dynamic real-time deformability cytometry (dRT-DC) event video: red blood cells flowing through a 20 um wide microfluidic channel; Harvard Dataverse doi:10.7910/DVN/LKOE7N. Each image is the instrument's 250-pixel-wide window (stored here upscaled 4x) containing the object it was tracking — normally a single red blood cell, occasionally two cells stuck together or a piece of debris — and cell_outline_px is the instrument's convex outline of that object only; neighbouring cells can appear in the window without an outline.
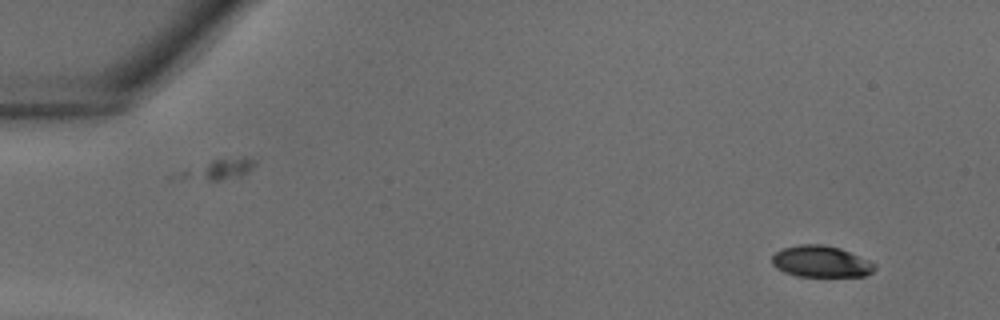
{"species": "common noctule bat (a hibernating species)", "species_latin": "Nyctalus noctula", "temperature_condition": "warm", "stored_images_in_passage": 39, "camera_frame_rate_fps": 3000, "um_per_image_px": 0.085, "animal": {"sex": "male", "body_mass_g": 18.8}, "frame": {"image": 1, "passage_image": 3, "time_ms": 0.667, "image_size_px": [1000, 320], "cell_outline_px": [[876, 268], [872, 272], [864, 276], [796, 276], [784, 272], [776, 268], [772, 264], [772, 256], [776, 252], [784, 248], [800, 244], [824, 244], [840, 248], [876, 264]], "centroid_in_image_um": [69.76, 22.23], "position_along_channel_um": 15.2, "area_um2": 18.73}}
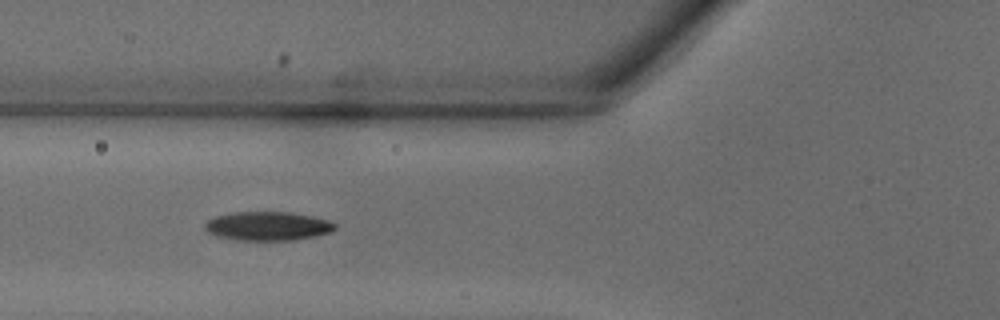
{"frame": {"image": 2, "passage_image": 15, "time_ms": 4.667, "image_size_px": [1000, 320], "cell_outline_px": [[336, 228], [332, 232], [316, 236], [296, 240], [236, 240], [216, 236], [208, 232], [204, 228], [204, 224], [208, 220], [216, 216], [232, 212], [288, 212], [312, 216], [328, 220], [336, 224]], "centroid_in_image_um": [22.76, 19.22], "position_along_channel_um": 103.0, "area_um2": 22.02}}
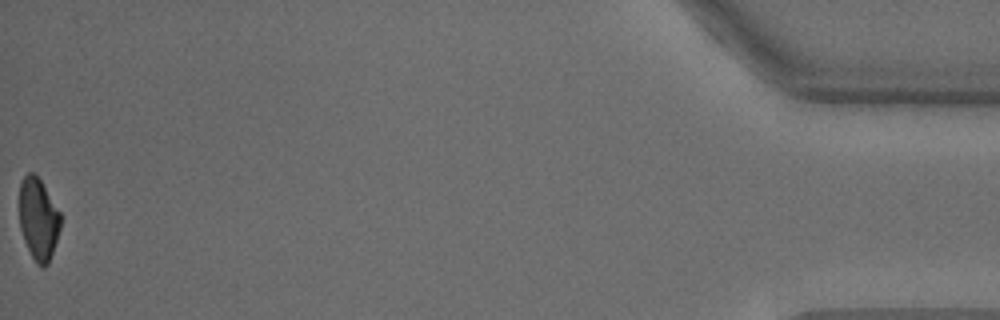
{"frame": {"image": 3, "passage_image": 39, "time_ms": 12.667, "image_size_px": [1000, 320], "cell_outline_px": [[60, 228], [48, 264], [44, 268], [40, 268], [36, 264], [24, 240], [20, 228], [20, 180], [28, 172], [36, 172], [60, 212]], "centroid_in_image_um": [3.25, 18.59], "position_along_channel_um": 431.9, "area_um2": 19.65}}